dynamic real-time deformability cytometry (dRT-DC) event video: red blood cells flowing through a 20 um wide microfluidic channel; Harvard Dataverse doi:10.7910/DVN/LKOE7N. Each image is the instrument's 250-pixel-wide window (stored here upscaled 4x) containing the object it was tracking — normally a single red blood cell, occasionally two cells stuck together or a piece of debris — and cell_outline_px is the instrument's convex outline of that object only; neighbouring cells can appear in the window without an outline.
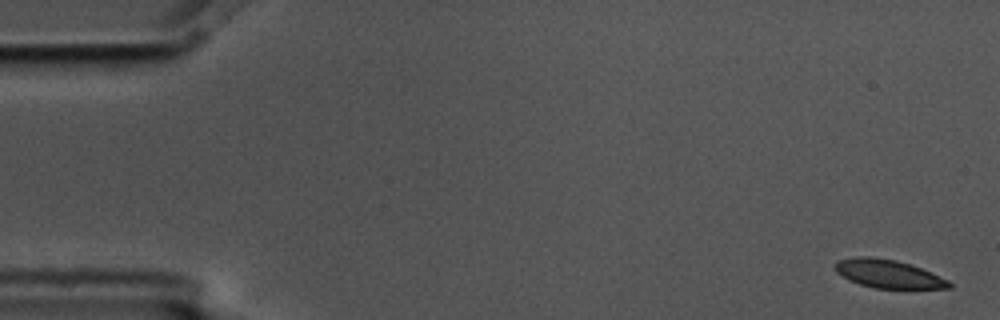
{"species": "common noctule bat (a hibernating species)", "species_latin": "Nyctalus noctula", "temperature_condition": "cold", "stored_images_in_passage": 4, "camera_frame_rate_fps": 3000, "um_per_image_px": 0.085, "animal": {"sex": "male", "body_mass_g": 17.5, "forearm_length_mm": 52.3}, "frame": {"image": 1, "passage_image": 1, "time_ms": 0.0, "image_size_px": [1000, 320], "cell_outline_px": [[952, 288], [872, 288], [860, 284], [836, 272], [836, 260], [856, 256], [872, 256], [896, 260], [920, 268], [948, 280], [952, 284]], "centroid_in_image_um": [75.49, 23.26], "position_along_channel_um": 9.5, "area_um2": 18.5}}
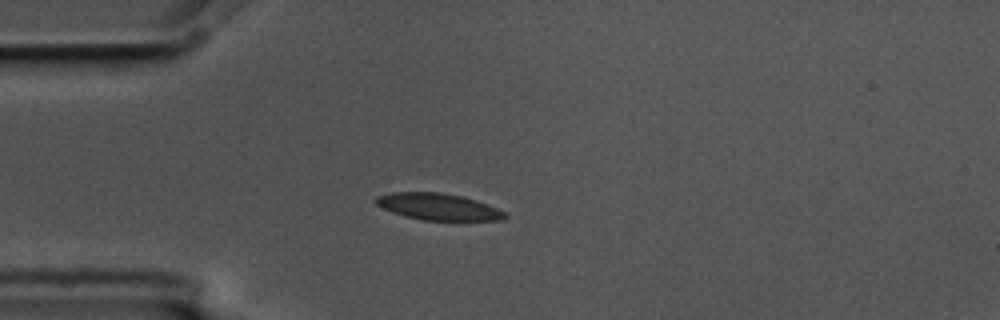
{"frame": {"image": 2, "passage_image": 4, "time_ms": 1.0, "image_size_px": [1000, 320], "cell_outline_px": [[508, 216], [504, 220], [420, 220], [404, 216], [392, 212], [376, 204], [372, 200], [376, 196], [392, 192], [440, 192], [464, 196], [488, 204], [504, 212]], "centroid_in_image_um": [37.23, 17.56], "position_along_channel_um": 47.8, "area_um2": 20.17}}